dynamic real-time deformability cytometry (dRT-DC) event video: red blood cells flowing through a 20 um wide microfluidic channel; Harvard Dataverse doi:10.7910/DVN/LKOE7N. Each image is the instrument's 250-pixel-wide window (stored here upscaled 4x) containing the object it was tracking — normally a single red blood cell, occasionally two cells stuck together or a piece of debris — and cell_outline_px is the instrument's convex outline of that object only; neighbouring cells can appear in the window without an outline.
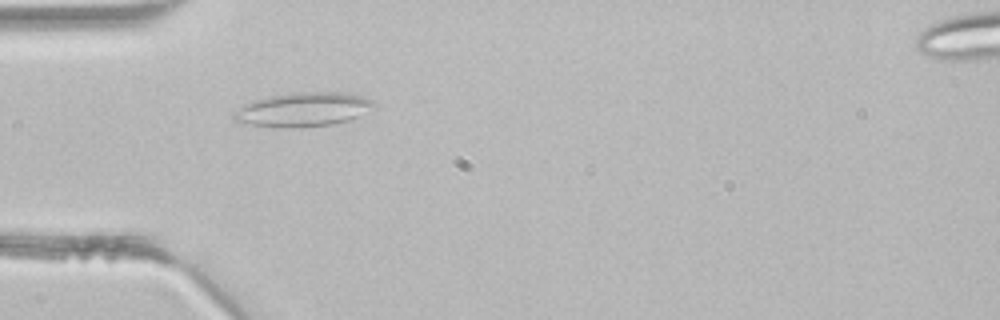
{"species": "common noctule bat (a hibernating species)", "species_latin": "Nyctalus noctula", "temperature_condition": "room temperature", "stored_images_in_passage": 4, "camera_frame_rate_fps": 3000, "um_per_image_px": 0.085, "animal": {"sex": "male", "body_mass_g": 21.5, "forearm_length_mm": 52.0}, "frame": {"image": 1, "passage_image": 3, "time_ms": 0.667, "image_size_px": [1000, 320], "cell_outline_px": [[376, 104], [360, 116], [352, 120], [332, 124], [300, 128], [284, 128], [252, 124], [236, 120], [232, 116], [232, 112], [244, 104], [252, 100], [272, 96], [296, 92], [344, 92], [360, 96], [372, 100]], "centroid_in_image_um": [25.78, 9.31], "position_along_channel_um": 59.2, "area_um2": 27.8}}